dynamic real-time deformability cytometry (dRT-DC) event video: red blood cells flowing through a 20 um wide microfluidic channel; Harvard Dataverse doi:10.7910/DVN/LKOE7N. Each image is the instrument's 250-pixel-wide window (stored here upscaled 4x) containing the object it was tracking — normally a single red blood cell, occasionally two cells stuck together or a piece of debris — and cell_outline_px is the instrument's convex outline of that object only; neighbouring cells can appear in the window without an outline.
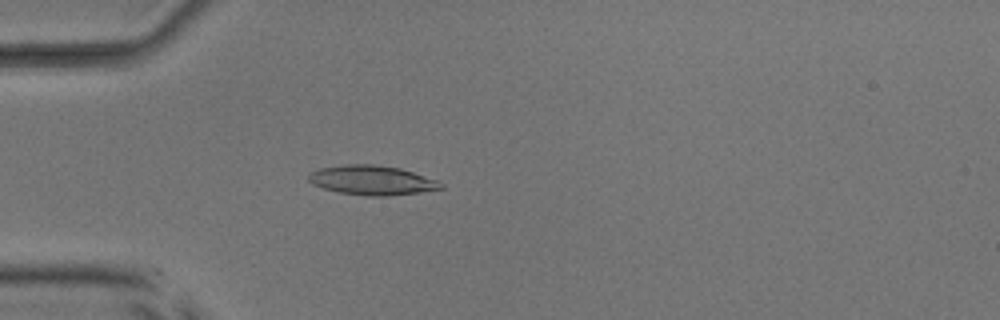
{"species": "common noctule bat (a hibernating species)", "species_latin": "Nyctalus noctula", "temperature_condition": "room temperature", "stored_images_in_passage": 42, "camera_frame_rate_fps": 3000, "um_per_image_px": 0.085, "animal": {"sex": "male", "body_mass_g": 17.9, "forearm_length_mm": 54.2}, "frame": {"image": 1, "passage_image": 6, "time_ms": 1.667, "image_size_px": [1000, 320], "cell_outline_px": [[444, 188], [420, 192], [388, 196], [368, 196], [340, 192], [324, 188], [312, 184], [308, 180], [308, 172], [320, 168], [344, 164], [376, 164], [400, 168], [440, 180], [444, 184]], "centroid_in_image_um": [31.64, 15.31], "position_along_channel_um": 53.4, "area_um2": 22.95}}
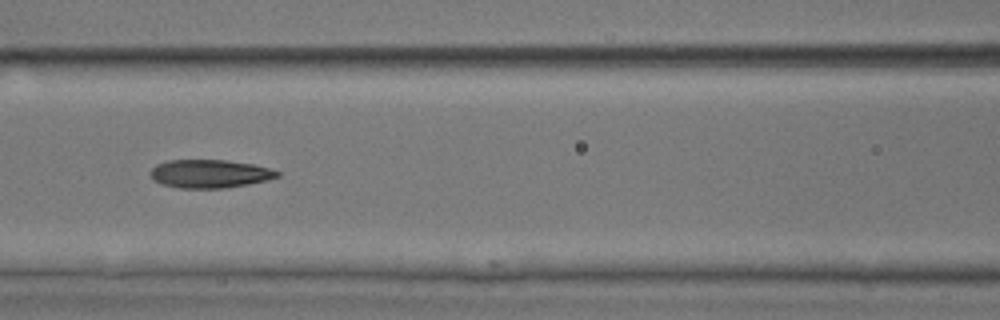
{"frame": {"image": 2, "passage_image": 14, "time_ms": 4.333, "image_size_px": [1000, 320], "cell_outline_px": [[280, 176], [268, 180], [248, 184], [224, 188], [180, 188], [160, 184], [152, 180], [152, 168], [156, 164], [168, 160], [228, 160], [252, 164], [268, 168], [280, 172]], "centroid_in_image_um": [17.82, 14.77], "position_along_channel_um": 148.8, "area_um2": 20.92}}
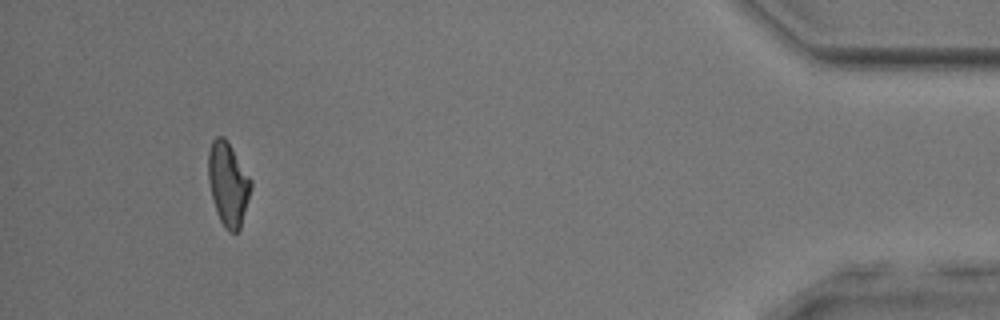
{"frame": {"image": 3, "passage_image": 39, "time_ms": 12.667, "image_size_px": [1000, 320], "cell_outline_px": [[252, 188], [240, 228], [236, 232], [228, 232], [224, 228], [216, 212], [208, 180], [208, 152], [212, 140], [216, 136], [224, 136], [232, 148], [252, 180]], "centroid_in_image_um": [19.39, 15.63], "position_along_channel_um": 415.8, "area_um2": 20.81}, "authors_computed_cell_mechanics": {"area_um2": 20.8658, "velocity_mm_per_s": 3.9944, "shape_relaxation_time_tau1_ms": 8.4304, "shape_relaxation_time_tau2_ms": 3.1769, "deformation_change_tau1": 0.2032, "deformation_change_tau2": 0.117}}